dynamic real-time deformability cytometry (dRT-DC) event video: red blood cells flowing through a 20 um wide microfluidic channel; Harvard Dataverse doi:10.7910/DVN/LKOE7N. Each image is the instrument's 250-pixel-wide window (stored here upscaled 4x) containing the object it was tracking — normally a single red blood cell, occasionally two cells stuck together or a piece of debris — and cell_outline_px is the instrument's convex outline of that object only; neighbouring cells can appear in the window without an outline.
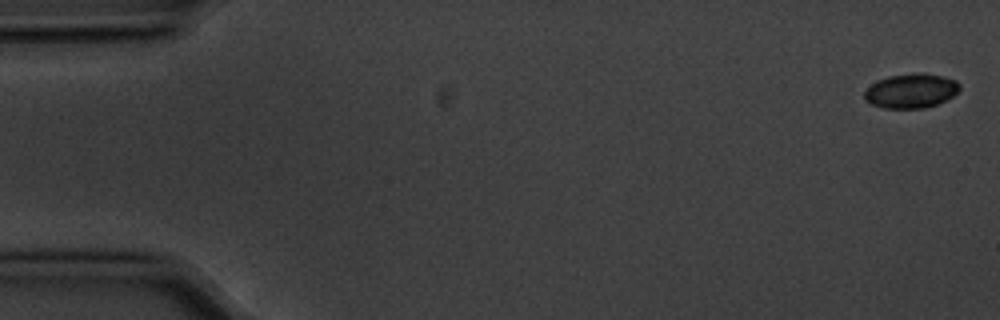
{"species": "common noctule bat (a hibernating species)", "species_latin": "Nyctalus noctula", "temperature_condition": "cold", "stored_images_in_passage": 5, "camera_frame_rate_fps": 3000, "um_per_image_px": 0.085, "animal": {"sex": "male", "body_mass_g": 20.1, "forearm_length_mm": 53.5}, "frame": {"image": 1, "passage_image": 1, "time_ms": 0.0, "image_size_px": [1000, 320], "cell_outline_px": [[960, 88], [952, 96], [936, 104], [924, 108], [884, 108], [872, 104], [864, 100], [864, 92], [876, 80], [888, 76], [916, 72], [924, 72], [944, 76], [956, 80], [960, 84]], "centroid_in_image_um": [77.43, 7.7], "position_along_channel_um": 7.6, "area_um2": 19.19}}